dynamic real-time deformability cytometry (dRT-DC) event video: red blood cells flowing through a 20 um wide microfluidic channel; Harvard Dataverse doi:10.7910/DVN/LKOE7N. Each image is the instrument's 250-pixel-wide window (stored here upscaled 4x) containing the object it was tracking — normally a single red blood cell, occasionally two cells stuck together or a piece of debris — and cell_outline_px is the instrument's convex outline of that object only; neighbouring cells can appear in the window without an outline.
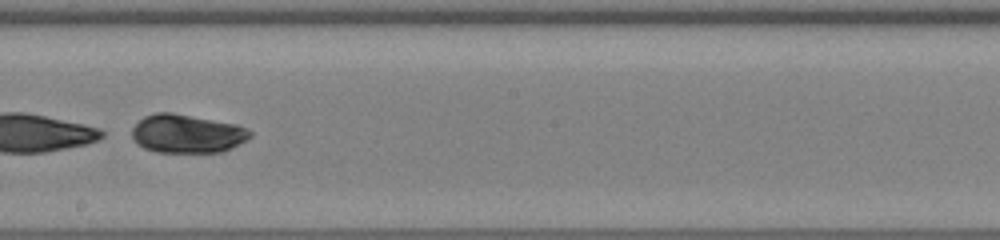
{"species": "human", "species_latin": "Homo sapiens", "temperature_condition": "warm", "stored_images_in_passage": 45, "segment_of_instrument_passage": [2, 2], "camera_frame_rate_fps": 3000, "um_per_image_px": 0.085, "donor": {"sex": "male"}, "frame": {"image": 1, "passage_image": 26, "time_ms": 8.333, "image_size_px": [1000, 240], "cell_outline_px": [[252, 136], [220, 152], [156, 152], [144, 148], [136, 144], [132, 136], [132, 128], [144, 116], [156, 112], [172, 112], [236, 124], [248, 128], [252, 132]], "centroid_in_image_um": [15.86, 11.35], "position_along_channel_um": 232.3, "area_um2": 26.41}}